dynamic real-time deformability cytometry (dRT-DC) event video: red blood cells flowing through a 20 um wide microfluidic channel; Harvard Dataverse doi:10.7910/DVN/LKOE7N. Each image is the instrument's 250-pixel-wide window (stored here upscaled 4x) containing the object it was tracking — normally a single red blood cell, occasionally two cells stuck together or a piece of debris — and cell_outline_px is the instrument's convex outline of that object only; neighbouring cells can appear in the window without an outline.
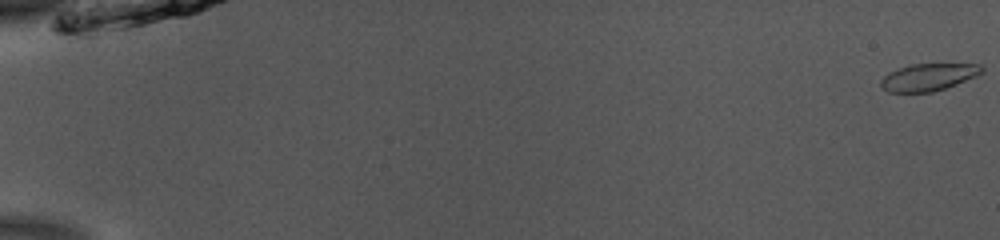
{"species": "common noctule bat (a hibernating species)", "species_latin": "Nyctalus noctula", "temperature_condition": "room temperature", "stored_images_in_passage": 50, "camera_frame_rate_fps": 3000, "um_per_image_px": 0.085, "animal": {"sex": "male", "body_mass_g": 13.0, "forearm_length_mm": 53.1}, "frame": {"image": 1, "passage_image": 1, "time_ms": 0.0, "image_size_px": [1000, 240], "cell_outline_px": [[984, 72], [976, 76], [956, 84], [932, 92], [888, 92], [880, 84], [880, 80], [888, 72], [912, 64], [984, 64]], "centroid_in_image_um": [78.94, 6.55], "position_along_channel_um": 6.1, "area_um2": 15.95}}
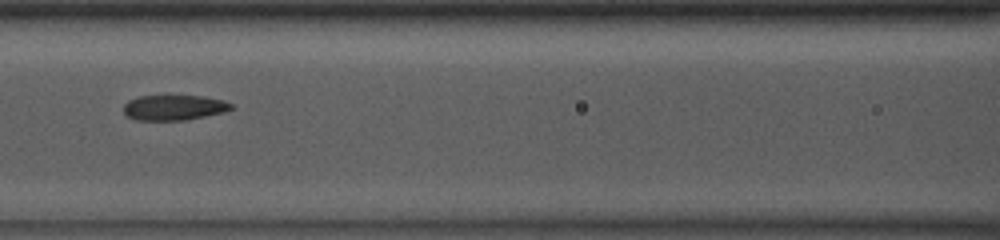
{"frame": {"image": 2, "passage_image": 26, "time_ms": 8.333, "image_size_px": [1000, 240], "cell_outline_px": [[232, 108], [224, 112], [184, 120], [136, 120], [128, 116], [124, 112], [124, 104], [128, 100], [140, 96], [200, 96], [224, 100], [232, 104]], "centroid_in_image_um": [14.77, 9.14], "position_along_channel_um": 151.8, "area_um2": 15.66}}
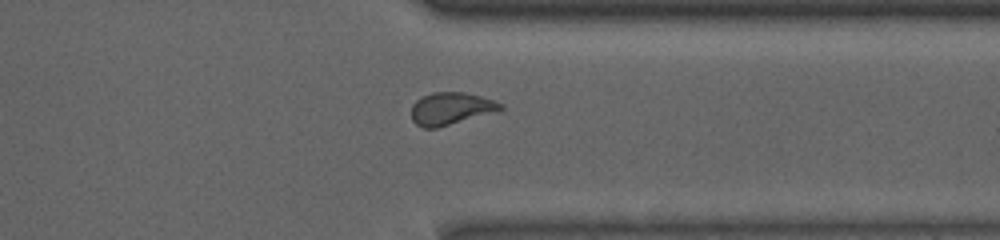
{"frame": {"image": 3, "passage_image": 43, "time_ms": 14.0, "image_size_px": [1000, 240], "cell_outline_px": [[504, 108], [436, 128], [424, 128], [416, 124], [412, 120], [412, 104], [416, 100], [432, 92], [464, 92], [480, 96], [504, 104]], "centroid_in_image_um": [38.27, 9.21], "position_along_channel_um": 373.1, "area_um2": 16.36}}